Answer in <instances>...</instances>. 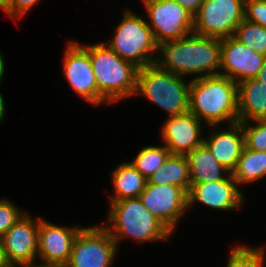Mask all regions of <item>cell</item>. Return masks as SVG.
I'll list each match as a JSON object with an SVG mask.
<instances>
[{"label":"cell","instance_id":"1","mask_svg":"<svg viewBox=\"0 0 266 267\" xmlns=\"http://www.w3.org/2000/svg\"><path fill=\"white\" fill-rule=\"evenodd\" d=\"M158 53L154 64L161 70L182 77L220 75L221 39L191 33L179 40L159 44Z\"/></svg>","mask_w":266,"mask_h":267},{"label":"cell","instance_id":"2","mask_svg":"<svg viewBox=\"0 0 266 267\" xmlns=\"http://www.w3.org/2000/svg\"><path fill=\"white\" fill-rule=\"evenodd\" d=\"M189 112L209 126L239 121L237 83L221 75L193 77L189 86Z\"/></svg>","mask_w":266,"mask_h":267},{"label":"cell","instance_id":"3","mask_svg":"<svg viewBox=\"0 0 266 267\" xmlns=\"http://www.w3.org/2000/svg\"><path fill=\"white\" fill-rule=\"evenodd\" d=\"M82 46L89 52L96 78L97 106L135 95L138 67L122 59L104 42Z\"/></svg>","mask_w":266,"mask_h":267},{"label":"cell","instance_id":"4","mask_svg":"<svg viewBox=\"0 0 266 267\" xmlns=\"http://www.w3.org/2000/svg\"><path fill=\"white\" fill-rule=\"evenodd\" d=\"M107 221L102 224L112 235L118 248L128 236L136 242L168 240L172 233L142 204L139 198L109 202Z\"/></svg>","mask_w":266,"mask_h":267},{"label":"cell","instance_id":"5","mask_svg":"<svg viewBox=\"0 0 266 267\" xmlns=\"http://www.w3.org/2000/svg\"><path fill=\"white\" fill-rule=\"evenodd\" d=\"M185 77L159 69L155 64L138 68L135 95H143L169 117L189 111V83Z\"/></svg>","mask_w":266,"mask_h":267},{"label":"cell","instance_id":"6","mask_svg":"<svg viewBox=\"0 0 266 267\" xmlns=\"http://www.w3.org/2000/svg\"><path fill=\"white\" fill-rule=\"evenodd\" d=\"M121 22L115 29V35L105 43L122 59L133 63L138 68L153 65L158 53V44L153 32L141 15L126 9Z\"/></svg>","mask_w":266,"mask_h":267},{"label":"cell","instance_id":"7","mask_svg":"<svg viewBox=\"0 0 266 267\" xmlns=\"http://www.w3.org/2000/svg\"><path fill=\"white\" fill-rule=\"evenodd\" d=\"M118 246L103 225L83 227L75 237L67 267H112Z\"/></svg>","mask_w":266,"mask_h":267},{"label":"cell","instance_id":"8","mask_svg":"<svg viewBox=\"0 0 266 267\" xmlns=\"http://www.w3.org/2000/svg\"><path fill=\"white\" fill-rule=\"evenodd\" d=\"M245 0H204L194 15L193 33L224 39L235 34L244 19Z\"/></svg>","mask_w":266,"mask_h":267},{"label":"cell","instance_id":"9","mask_svg":"<svg viewBox=\"0 0 266 267\" xmlns=\"http://www.w3.org/2000/svg\"><path fill=\"white\" fill-rule=\"evenodd\" d=\"M157 44L193 33L194 15L174 0H142Z\"/></svg>","mask_w":266,"mask_h":267},{"label":"cell","instance_id":"10","mask_svg":"<svg viewBox=\"0 0 266 267\" xmlns=\"http://www.w3.org/2000/svg\"><path fill=\"white\" fill-rule=\"evenodd\" d=\"M26 212L1 236V252L5 266L37 267L40 217ZM36 264V265H35Z\"/></svg>","mask_w":266,"mask_h":267},{"label":"cell","instance_id":"11","mask_svg":"<svg viewBox=\"0 0 266 267\" xmlns=\"http://www.w3.org/2000/svg\"><path fill=\"white\" fill-rule=\"evenodd\" d=\"M139 199L172 234L188 209L187 192L176 185H156L147 181Z\"/></svg>","mask_w":266,"mask_h":267},{"label":"cell","instance_id":"12","mask_svg":"<svg viewBox=\"0 0 266 267\" xmlns=\"http://www.w3.org/2000/svg\"><path fill=\"white\" fill-rule=\"evenodd\" d=\"M63 73L72 89L81 98L97 106V85L89 52L78 42H67Z\"/></svg>","mask_w":266,"mask_h":267},{"label":"cell","instance_id":"13","mask_svg":"<svg viewBox=\"0 0 266 267\" xmlns=\"http://www.w3.org/2000/svg\"><path fill=\"white\" fill-rule=\"evenodd\" d=\"M57 226L40 217L38 230V258L45 265H66L78 232L83 228Z\"/></svg>","mask_w":266,"mask_h":267},{"label":"cell","instance_id":"14","mask_svg":"<svg viewBox=\"0 0 266 267\" xmlns=\"http://www.w3.org/2000/svg\"><path fill=\"white\" fill-rule=\"evenodd\" d=\"M265 57L233 36L221 39L220 75L237 84L243 80L255 78L263 66Z\"/></svg>","mask_w":266,"mask_h":267},{"label":"cell","instance_id":"15","mask_svg":"<svg viewBox=\"0 0 266 267\" xmlns=\"http://www.w3.org/2000/svg\"><path fill=\"white\" fill-rule=\"evenodd\" d=\"M188 208L199 202L210 208L235 210L244 205V194L231 173L220 181L202 182L190 185Z\"/></svg>","mask_w":266,"mask_h":267},{"label":"cell","instance_id":"16","mask_svg":"<svg viewBox=\"0 0 266 267\" xmlns=\"http://www.w3.org/2000/svg\"><path fill=\"white\" fill-rule=\"evenodd\" d=\"M202 124V121L189 111L168 116L161 130L164 146L172 155L186 156L203 144L204 137L200 136Z\"/></svg>","mask_w":266,"mask_h":267},{"label":"cell","instance_id":"17","mask_svg":"<svg viewBox=\"0 0 266 267\" xmlns=\"http://www.w3.org/2000/svg\"><path fill=\"white\" fill-rule=\"evenodd\" d=\"M212 134L204 137L203 144L211 152L213 157L226 169L229 173L235 169L240 155L245 148V138L240 121L228 124L225 128L217 130L218 125H212Z\"/></svg>","mask_w":266,"mask_h":267},{"label":"cell","instance_id":"18","mask_svg":"<svg viewBox=\"0 0 266 267\" xmlns=\"http://www.w3.org/2000/svg\"><path fill=\"white\" fill-rule=\"evenodd\" d=\"M237 86L239 121L266 119V85L256 78H250Z\"/></svg>","mask_w":266,"mask_h":267},{"label":"cell","instance_id":"19","mask_svg":"<svg viewBox=\"0 0 266 267\" xmlns=\"http://www.w3.org/2000/svg\"><path fill=\"white\" fill-rule=\"evenodd\" d=\"M186 157L189 164L191 185L202 182L220 181L230 174L213 157L204 144L188 153Z\"/></svg>","mask_w":266,"mask_h":267},{"label":"cell","instance_id":"20","mask_svg":"<svg viewBox=\"0 0 266 267\" xmlns=\"http://www.w3.org/2000/svg\"><path fill=\"white\" fill-rule=\"evenodd\" d=\"M111 176L114 195H109V202L139 198L148 181L130 162L118 165Z\"/></svg>","mask_w":266,"mask_h":267},{"label":"cell","instance_id":"21","mask_svg":"<svg viewBox=\"0 0 266 267\" xmlns=\"http://www.w3.org/2000/svg\"><path fill=\"white\" fill-rule=\"evenodd\" d=\"M148 182L156 185H176L188 193L191 180L187 157L170 154L162 167L148 178Z\"/></svg>","mask_w":266,"mask_h":267},{"label":"cell","instance_id":"22","mask_svg":"<svg viewBox=\"0 0 266 267\" xmlns=\"http://www.w3.org/2000/svg\"><path fill=\"white\" fill-rule=\"evenodd\" d=\"M231 175L239 186L266 177V152L245 147Z\"/></svg>","mask_w":266,"mask_h":267},{"label":"cell","instance_id":"23","mask_svg":"<svg viewBox=\"0 0 266 267\" xmlns=\"http://www.w3.org/2000/svg\"><path fill=\"white\" fill-rule=\"evenodd\" d=\"M170 151L165 146H146L130 162L147 180L162 167Z\"/></svg>","mask_w":266,"mask_h":267},{"label":"cell","instance_id":"24","mask_svg":"<svg viewBox=\"0 0 266 267\" xmlns=\"http://www.w3.org/2000/svg\"><path fill=\"white\" fill-rule=\"evenodd\" d=\"M239 42L266 56V28L245 19L237 26L233 36Z\"/></svg>","mask_w":266,"mask_h":267},{"label":"cell","instance_id":"25","mask_svg":"<svg viewBox=\"0 0 266 267\" xmlns=\"http://www.w3.org/2000/svg\"><path fill=\"white\" fill-rule=\"evenodd\" d=\"M265 247L237 245L229 253L227 267H264Z\"/></svg>","mask_w":266,"mask_h":267},{"label":"cell","instance_id":"26","mask_svg":"<svg viewBox=\"0 0 266 267\" xmlns=\"http://www.w3.org/2000/svg\"><path fill=\"white\" fill-rule=\"evenodd\" d=\"M255 125H250L249 121H242V129L245 138V147L250 150L266 152V119L251 120Z\"/></svg>","mask_w":266,"mask_h":267},{"label":"cell","instance_id":"27","mask_svg":"<svg viewBox=\"0 0 266 267\" xmlns=\"http://www.w3.org/2000/svg\"><path fill=\"white\" fill-rule=\"evenodd\" d=\"M25 213L10 200L0 199V237Z\"/></svg>","mask_w":266,"mask_h":267},{"label":"cell","instance_id":"28","mask_svg":"<svg viewBox=\"0 0 266 267\" xmlns=\"http://www.w3.org/2000/svg\"><path fill=\"white\" fill-rule=\"evenodd\" d=\"M244 19L266 28V0H245Z\"/></svg>","mask_w":266,"mask_h":267},{"label":"cell","instance_id":"29","mask_svg":"<svg viewBox=\"0 0 266 267\" xmlns=\"http://www.w3.org/2000/svg\"><path fill=\"white\" fill-rule=\"evenodd\" d=\"M40 0H11L10 3L3 9V11L12 17L13 20L22 18L32 7Z\"/></svg>","mask_w":266,"mask_h":267},{"label":"cell","instance_id":"30","mask_svg":"<svg viewBox=\"0 0 266 267\" xmlns=\"http://www.w3.org/2000/svg\"><path fill=\"white\" fill-rule=\"evenodd\" d=\"M179 3L183 8L187 9L193 15H195L204 0H174Z\"/></svg>","mask_w":266,"mask_h":267},{"label":"cell","instance_id":"31","mask_svg":"<svg viewBox=\"0 0 266 267\" xmlns=\"http://www.w3.org/2000/svg\"><path fill=\"white\" fill-rule=\"evenodd\" d=\"M258 81L262 82V84L266 85V57L261 67L260 71L258 72L257 76L255 77Z\"/></svg>","mask_w":266,"mask_h":267},{"label":"cell","instance_id":"32","mask_svg":"<svg viewBox=\"0 0 266 267\" xmlns=\"http://www.w3.org/2000/svg\"><path fill=\"white\" fill-rule=\"evenodd\" d=\"M5 103H4V98L3 95L0 92V123L3 122L6 116V110H5Z\"/></svg>","mask_w":266,"mask_h":267},{"label":"cell","instance_id":"33","mask_svg":"<svg viewBox=\"0 0 266 267\" xmlns=\"http://www.w3.org/2000/svg\"><path fill=\"white\" fill-rule=\"evenodd\" d=\"M5 72V62L2 53H0V84L2 82V78L4 77Z\"/></svg>","mask_w":266,"mask_h":267},{"label":"cell","instance_id":"34","mask_svg":"<svg viewBox=\"0 0 266 267\" xmlns=\"http://www.w3.org/2000/svg\"><path fill=\"white\" fill-rule=\"evenodd\" d=\"M11 0H0V9H4L9 3H10Z\"/></svg>","mask_w":266,"mask_h":267},{"label":"cell","instance_id":"35","mask_svg":"<svg viewBox=\"0 0 266 267\" xmlns=\"http://www.w3.org/2000/svg\"><path fill=\"white\" fill-rule=\"evenodd\" d=\"M4 261H3V257H2V252H1V238H0V267H4Z\"/></svg>","mask_w":266,"mask_h":267},{"label":"cell","instance_id":"36","mask_svg":"<svg viewBox=\"0 0 266 267\" xmlns=\"http://www.w3.org/2000/svg\"><path fill=\"white\" fill-rule=\"evenodd\" d=\"M37 267H67L66 265H45V266H37Z\"/></svg>","mask_w":266,"mask_h":267},{"label":"cell","instance_id":"37","mask_svg":"<svg viewBox=\"0 0 266 267\" xmlns=\"http://www.w3.org/2000/svg\"><path fill=\"white\" fill-rule=\"evenodd\" d=\"M4 267H20V266H4ZM22 267H26V266H22Z\"/></svg>","mask_w":266,"mask_h":267}]
</instances>
